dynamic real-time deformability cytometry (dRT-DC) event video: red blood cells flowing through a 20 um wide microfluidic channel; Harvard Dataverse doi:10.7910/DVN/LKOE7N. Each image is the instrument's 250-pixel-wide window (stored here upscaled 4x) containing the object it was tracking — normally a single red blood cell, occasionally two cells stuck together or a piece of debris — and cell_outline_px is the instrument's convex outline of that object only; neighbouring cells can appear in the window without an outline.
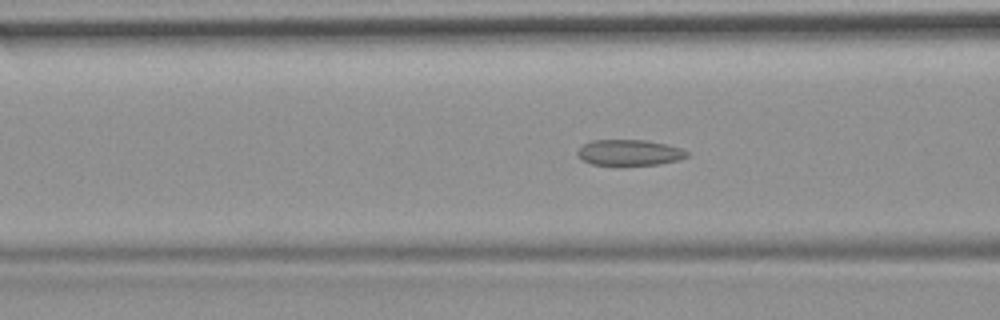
{"species": "common noctule bat (a hibernating species)", "species_latin": "Nyctalus noctula", "temperature_condition": "room temperature", "stored_images_in_passage": 54, "camera_frame_rate_fps": 3000, "um_per_image_px": 0.085, "animal": {"sex": "female", "body_mass_g": 19.9}, "frame": {"image": 1, "passage_image": 21, "time_ms": 6.667, "image_size_px": [1000, 320], "cell_outline_px": [[688, 156], [680, 160], [660, 164], [592, 164], [584, 160], [576, 152], [584, 144], [592, 140], [644, 140], [668, 144], [680, 148], [688, 152]], "centroid_in_image_um": [53.55, 12.95], "position_along_channel_um": 113.1, "area_um2": 16.18}}
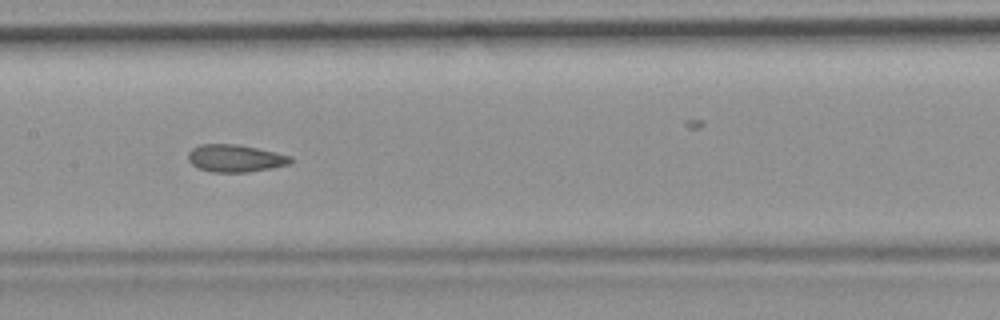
{"frame": {"image": 2, "passage_image": 27, "time_ms": 8.667, "image_size_px": [1000, 320], "cell_outline_px": [[292, 160], [288, 164], [272, 168], [248, 172], [212, 172], [196, 168], [188, 160], [188, 152], [192, 148], [200, 144], [236, 144], [276, 152], [292, 156]], "centroid_in_image_um": [19.97, 13.46], "position_along_channel_um": 187.4, "area_um2": 16.42}}
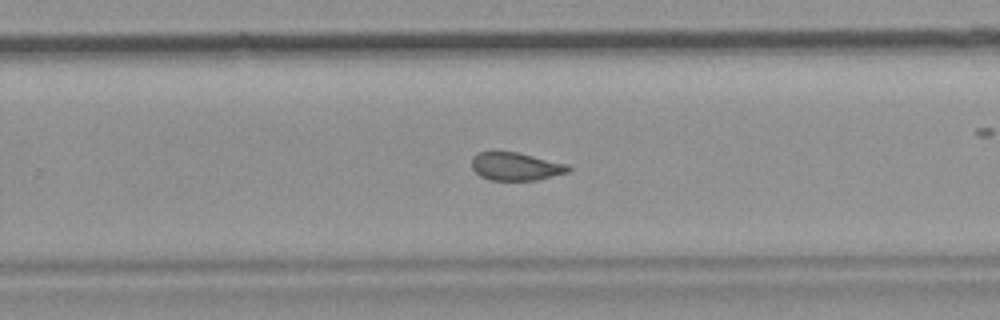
{"frame": {"image": 3, "passage_image": 35, "time_ms": 11.333, "image_size_px": [1000, 320], "cell_outline_px": [[572, 168], [568, 172], [536, 180], [492, 180], [480, 176], [472, 168], [472, 156], [480, 152], [516, 152], [568, 164]], "centroid_in_image_um": [43.84, 14.15], "position_along_channel_um": 286.0, "area_um2": 15.61}, "authors_computed_cell_mechanics": {"area_um2": 17.1666, "velocity_mm_per_s": 3.7206, "shape_relaxation_time_tau1_ms": null, "shape_relaxation_time_tau2_ms": 2.0177, "deformation_change_tau1": null, "deformation_change_tau2": 0.0827}}